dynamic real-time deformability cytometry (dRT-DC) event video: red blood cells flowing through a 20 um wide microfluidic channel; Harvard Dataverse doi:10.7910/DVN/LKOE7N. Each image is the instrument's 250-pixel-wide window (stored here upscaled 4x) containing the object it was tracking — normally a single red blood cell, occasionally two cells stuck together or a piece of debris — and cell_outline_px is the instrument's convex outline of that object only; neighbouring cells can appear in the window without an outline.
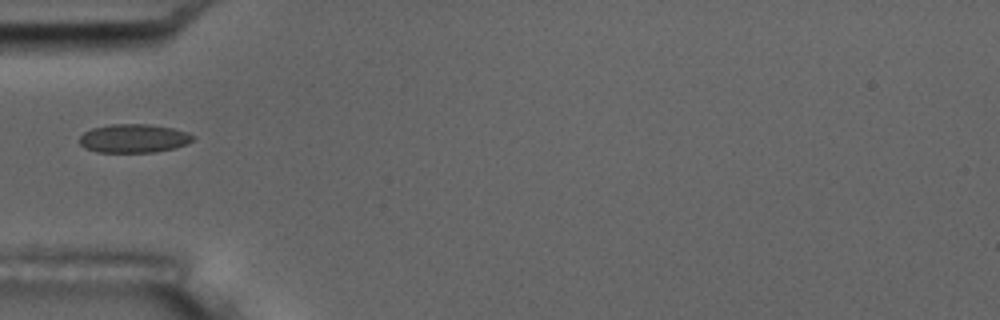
{"species": "common noctule bat (a hibernating species)", "species_latin": "Nyctalus noctula", "temperature_condition": "room temperature", "stored_images_in_passage": 9, "camera_frame_rate_fps": 3000, "um_per_image_px": 0.085, "animal": {"sex": "male", "body_mass_g": 17.5, "forearm_length_mm": 52.3}, "frame": {"image": 1, "passage_image": 6, "time_ms": 7.0, "image_size_px": [1000, 320], "cell_outline_px": [[196, 136], [192, 140], [176, 148], [156, 152], [96, 152], [84, 148], [80, 144], [80, 136], [84, 132], [92, 128], [108, 124], [152, 124], [172, 128], [188, 132]], "centroid_in_image_um": [11.36, 11.76], "position_along_channel_um": 73.6, "area_um2": 19.07}}
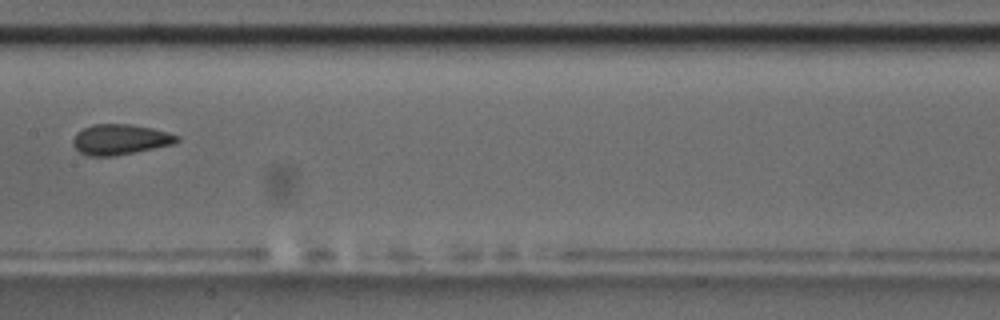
{"frame": {"image": 2, "passage_image": 9, "time_ms": 10.333, "image_size_px": [1000, 320], "cell_outline_px": [[180, 140], [172, 144], [112, 156], [88, 156], [80, 152], [72, 144], [72, 140], [76, 132], [92, 124], [128, 124], [152, 128], [168, 132], [180, 136]], "centroid_in_image_um": [10.18, 11.84], "position_along_channel_um": 197.2, "area_um2": 18.26}}